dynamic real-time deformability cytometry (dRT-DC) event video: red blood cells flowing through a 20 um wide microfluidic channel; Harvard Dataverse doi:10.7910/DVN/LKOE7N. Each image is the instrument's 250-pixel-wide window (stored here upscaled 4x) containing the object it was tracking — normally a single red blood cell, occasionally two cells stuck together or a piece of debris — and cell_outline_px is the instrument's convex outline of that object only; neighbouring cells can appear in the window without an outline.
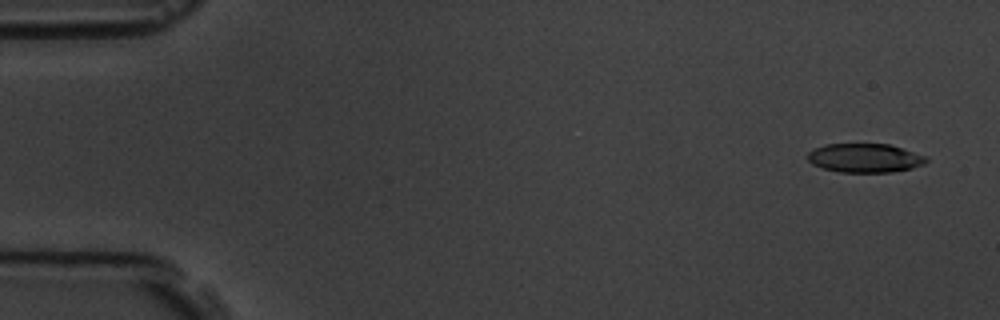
{"species": "common noctule bat (a hibernating species)", "species_latin": "Nyctalus noctula", "temperature_condition": "room temperature", "stored_images_in_passage": 4, "camera_frame_rate_fps": 3000, "um_per_image_px": 0.085, "animal": {"sex": "male", "body_mass_g": 19.5, "forearm_length_mm": 54.6}, "frame": {"image": 1, "passage_image": 1, "time_ms": 0.0, "image_size_px": [1000, 320], "cell_outline_px": [[928, 160], [924, 164], [912, 168], [892, 172], [840, 172], [824, 168], [812, 164], [808, 160], [808, 152], [812, 148], [824, 144], [888, 144], [928, 156]], "centroid_in_image_um": [73.51, 13.42], "position_along_channel_um": 11.5, "area_um2": 20.06}}
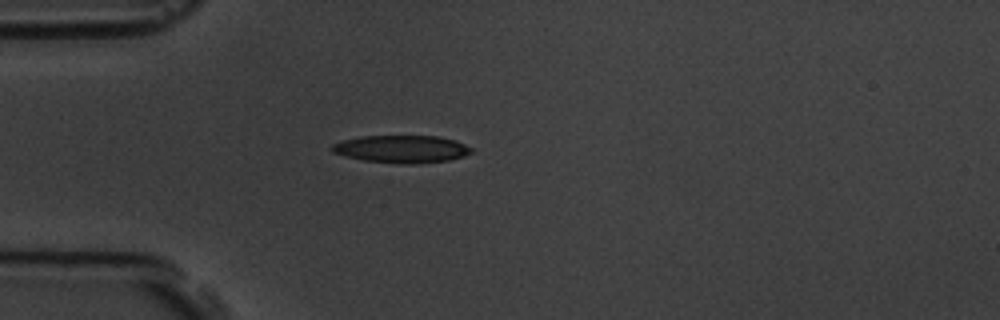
{"frame": {"image": 2, "passage_image": 4, "time_ms": 4.333, "image_size_px": [1000, 320], "cell_outline_px": [[472, 152], [464, 156], [448, 160], [416, 164], [400, 164], [364, 160], [332, 152], [332, 144], [344, 140], [360, 136], [440, 136], [456, 140], [472, 148]], "centroid_in_image_um": [34.18, 12.66], "position_along_channel_um": 50.8, "area_um2": 22.31}}